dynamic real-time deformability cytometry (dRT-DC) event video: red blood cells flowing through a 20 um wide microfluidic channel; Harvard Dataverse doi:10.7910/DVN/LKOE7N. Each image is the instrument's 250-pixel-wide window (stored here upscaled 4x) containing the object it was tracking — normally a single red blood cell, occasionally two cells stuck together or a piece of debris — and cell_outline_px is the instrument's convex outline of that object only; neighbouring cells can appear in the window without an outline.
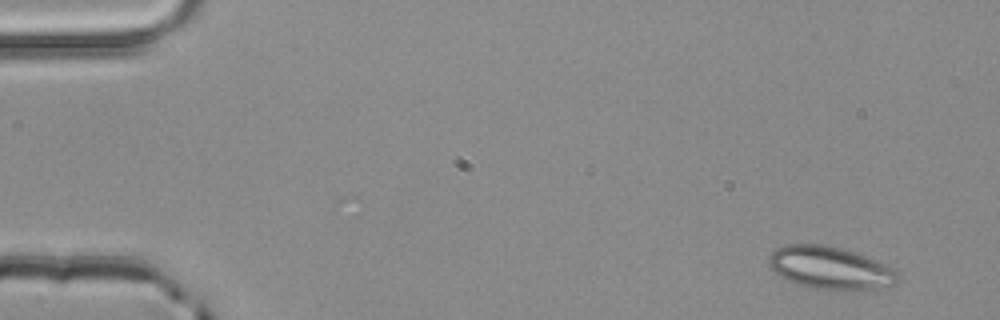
{"species": "common noctule bat (a hibernating species)", "species_latin": "Nyctalus noctula", "temperature_condition": "room temperature", "stored_images_in_passage": 4, "camera_frame_rate_fps": 3000, "um_per_image_px": 0.085, "animal": {"sex": "male", "body_mass_g": 20.4}, "frame": {"image": 1, "passage_image": 1, "time_ms": 0.0, "image_size_px": [1000, 320], "cell_outline_px": [[900, 280], [896, 284], [876, 292], [812, 288], [796, 284], [784, 280], [768, 264], [768, 256], [776, 248], [784, 244], [820, 244], [840, 248], [856, 252], [896, 268], [900, 272]], "centroid_in_image_um": [70.67, 22.81], "position_along_channel_um": 14.3, "area_um2": 33.18}}
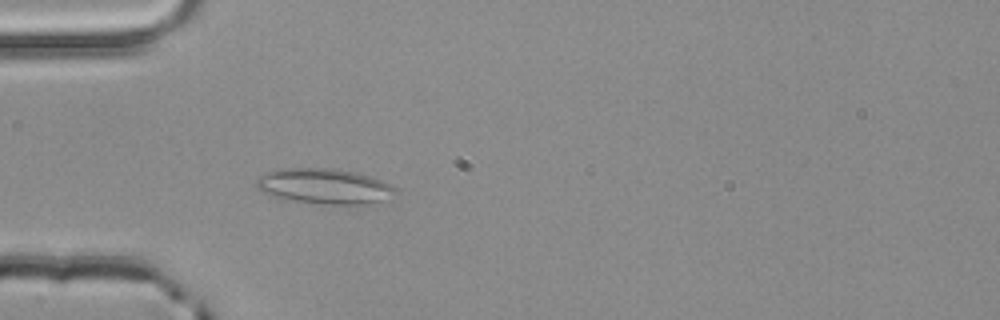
{"frame": {"image": 2, "passage_image": 4, "time_ms": 1.0, "image_size_px": [1000, 320], "cell_outline_px": [[396, 188], [380, 204], [372, 208], [324, 204], [292, 200], [276, 196], [264, 192], [256, 184], [256, 180], [260, 176], [276, 168], [332, 168], [356, 172], [392, 184]], "centroid_in_image_um": [27.67, 15.87], "position_along_channel_um": 57.3, "area_um2": 29.13}}